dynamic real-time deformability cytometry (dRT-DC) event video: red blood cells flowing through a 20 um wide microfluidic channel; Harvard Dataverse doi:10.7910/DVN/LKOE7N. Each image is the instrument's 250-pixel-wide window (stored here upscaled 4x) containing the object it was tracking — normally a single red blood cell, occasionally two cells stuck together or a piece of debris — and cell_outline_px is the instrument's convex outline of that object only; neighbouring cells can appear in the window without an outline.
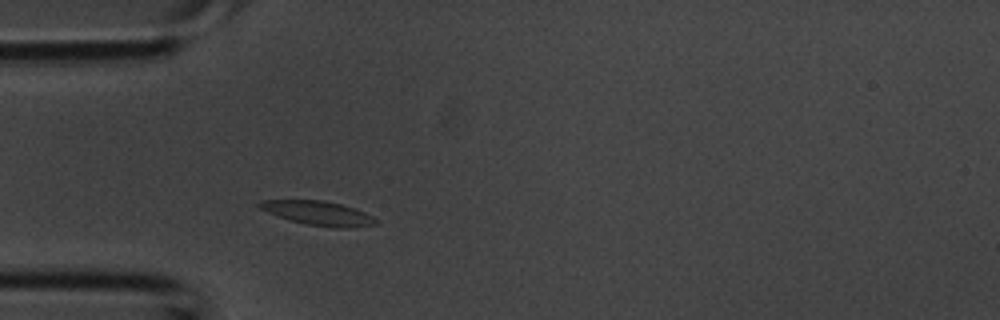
{"species": "common noctule bat (a hibernating species)", "species_latin": "Nyctalus noctula", "temperature_condition": "room temperature", "stored_images_in_passage": 30, "camera_frame_rate_fps": 3000, "um_per_image_px": 0.085, "animal": {"sex": "male", "body_mass_g": 20.1, "forearm_length_mm": 53.5}, "frame": {"image": 1, "passage_image": 3, "time_ms": 0.667, "image_size_px": [1000, 320], "cell_outline_px": [[380, 220], [376, 224], [348, 228], [336, 228], [308, 224], [288, 220], [276, 216], [260, 208], [256, 204], [260, 200], [324, 200], [340, 204], [364, 212]], "centroid_in_image_um": [27.03, 18.12], "position_along_channel_um": 58.0, "area_um2": 16.36}}
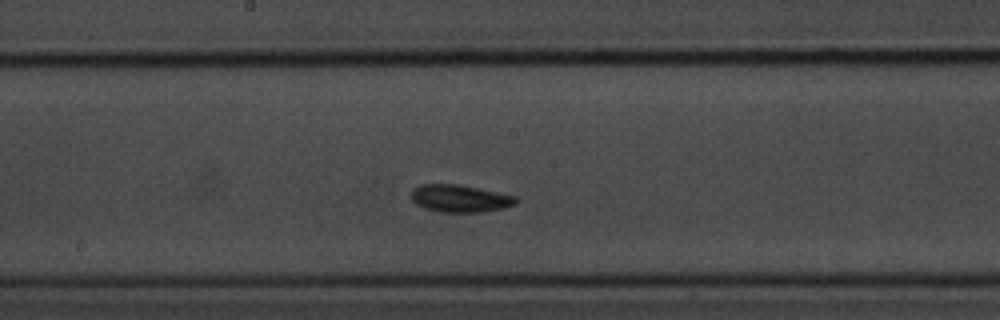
{"frame": {"image": 2, "passage_image": 12, "time_ms": 3.667, "image_size_px": [1000, 320], "cell_outline_px": [[520, 200], [516, 204], [504, 208], [480, 212], [440, 212], [424, 208], [416, 204], [412, 200], [412, 188], [420, 184], [460, 184], [516, 196]], "centroid_in_image_um": [39.11, 16.86], "position_along_channel_um": 209.1, "area_um2": 16.88}}
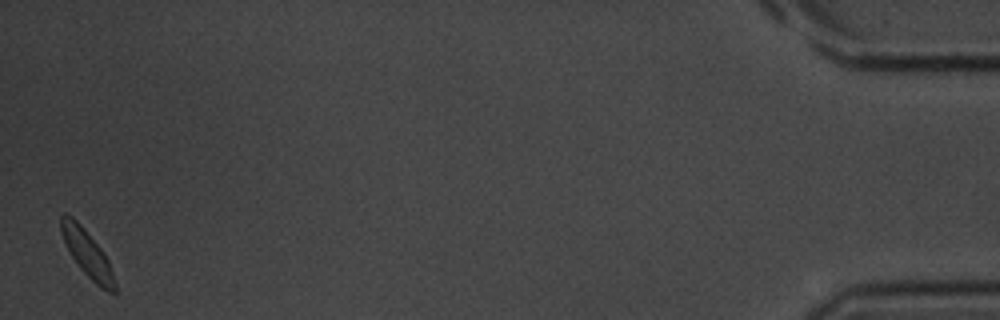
{"frame": {"image": 3, "passage_image": 30, "time_ms": 9.667, "image_size_px": [1000, 320], "cell_outline_px": [[116, 292], [108, 292], [100, 288], [80, 268], [72, 256], [60, 232], [60, 216], [64, 212], [72, 216], [84, 228], [104, 252], [108, 260], [116, 284]], "centroid_in_image_um": [7.41, 21.53], "position_along_channel_um": 427.8, "area_um2": 14.51}}